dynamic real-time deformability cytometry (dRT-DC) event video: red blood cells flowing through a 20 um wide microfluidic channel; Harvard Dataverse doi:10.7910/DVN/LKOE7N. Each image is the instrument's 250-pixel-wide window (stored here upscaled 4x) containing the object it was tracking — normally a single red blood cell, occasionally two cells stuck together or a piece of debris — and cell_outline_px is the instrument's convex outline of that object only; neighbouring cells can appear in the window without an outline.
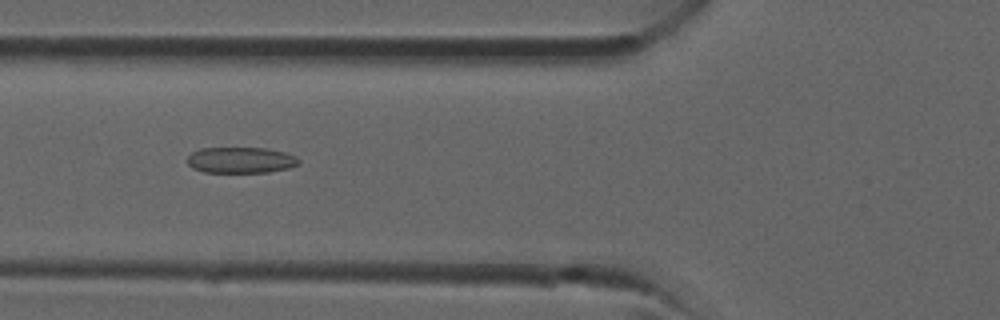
{"species": "common noctule bat (a hibernating species)", "species_latin": "Nyctalus noctula", "temperature_condition": "room temperature", "stored_images_in_passage": 27, "camera_frame_rate_fps": 3000, "um_per_image_px": 0.085, "animal": {"sex": "male", "forearm_length_mm": 52.5}, "frame": {"image": 1, "passage_image": 4, "time_ms": 1.0, "image_size_px": [1000, 320], "cell_outline_px": [[300, 164], [288, 168], [268, 172], [204, 172], [192, 168], [188, 164], [188, 156], [192, 152], [200, 148], [268, 148], [284, 152], [296, 156], [300, 160]], "centroid_in_image_um": [20.48, 13.6], "position_along_channel_um": 105.3, "area_um2": 16.94}}
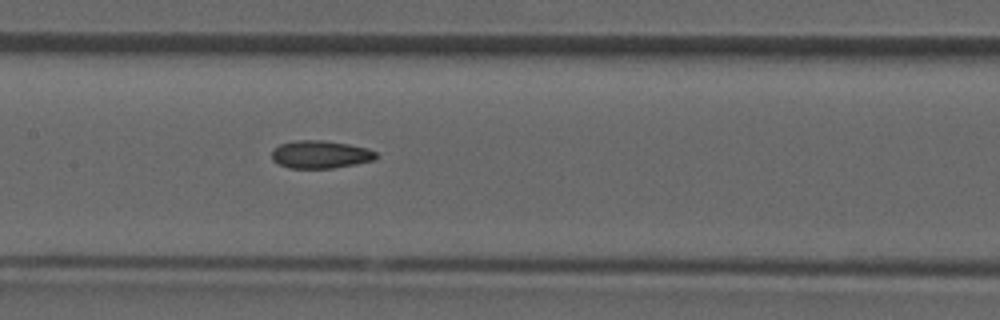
{"frame": {"image": 2, "passage_image": 8, "time_ms": 2.333, "image_size_px": [1000, 320], "cell_outline_px": [[376, 160], [356, 164], [332, 168], [288, 168], [272, 160], [272, 152], [280, 144], [296, 140], [324, 140], [348, 144], [368, 148], [376, 152]], "centroid_in_image_um": [27.26, 13.13], "position_along_channel_um": 180.1, "area_um2": 16.88}}
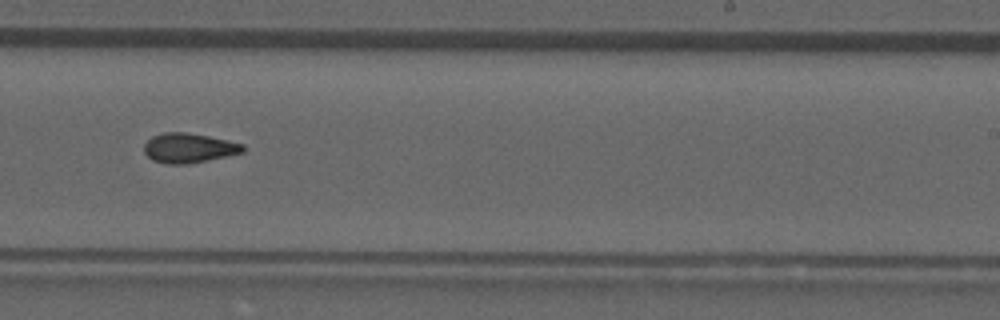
{"frame": {"image": 3, "passage_image": 13, "time_ms": 4.0, "image_size_px": [1000, 320], "cell_outline_px": [[244, 152], [208, 160], [184, 164], [168, 164], [152, 160], [144, 152], [144, 144], [152, 136], [164, 132], [184, 132], [208, 136], [244, 144]], "centroid_in_image_um": [16.03, 12.58], "position_along_channel_um": 273.0, "area_um2": 16.94}}